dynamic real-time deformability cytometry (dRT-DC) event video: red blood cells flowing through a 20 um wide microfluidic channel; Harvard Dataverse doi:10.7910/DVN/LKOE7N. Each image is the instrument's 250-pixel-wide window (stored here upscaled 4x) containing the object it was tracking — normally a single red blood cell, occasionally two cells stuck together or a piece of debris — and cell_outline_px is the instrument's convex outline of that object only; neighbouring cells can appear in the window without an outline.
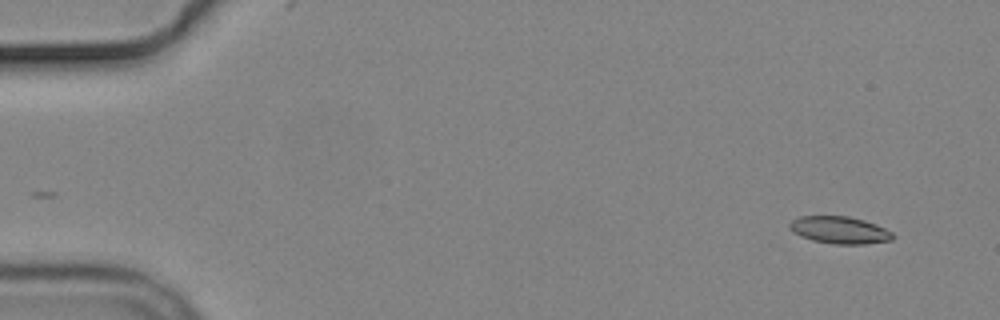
{"species": "common noctule bat (a hibernating species)", "species_latin": "Nyctalus noctula", "temperature_condition": "cold", "stored_images_in_passage": 3, "camera_frame_rate_fps": 3000, "um_per_image_px": 0.085, "animal": {"sex": "male", "body_mass_g": 19.2, "forearm_length_mm": 51.8}, "frame": {"image": 1, "passage_image": 3, "time_ms": 2.333, "image_size_px": [1000, 320], "cell_outline_px": [[896, 236], [892, 240], [864, 244], [832, 244], [812, 240], [800, 236], [792, 232], [788, 224], [792, 220], [800, 216], [848, 216], [864, 220], [876, 224], [892, 232]], "centroid_in_image_um": [71.37, 19.56], "position_along_channel_um": 13.6, "area_um2": 16.47}}